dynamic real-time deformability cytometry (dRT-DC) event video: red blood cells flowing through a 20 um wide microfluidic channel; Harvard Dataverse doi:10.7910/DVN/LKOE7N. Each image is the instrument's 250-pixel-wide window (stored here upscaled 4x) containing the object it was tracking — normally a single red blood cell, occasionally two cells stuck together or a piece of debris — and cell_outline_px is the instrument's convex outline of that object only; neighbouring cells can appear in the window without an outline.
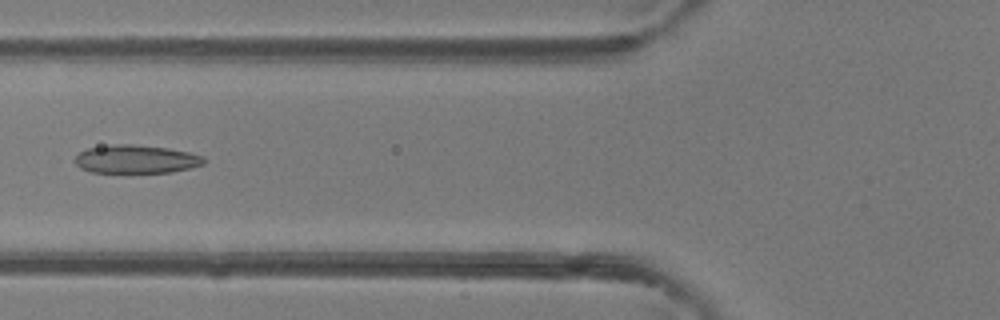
{"species": "common noctule bat (a hibernating species)", "species_latin": "Nyctalus noctula", "temperature_condition": "room temperature", "stored_images_in_passage": 28, "camera_frame_rate_fps": 3000, "um_per_image_px": 0.085, "animal": {"sex": "female"}, "frame": {"image": 1, "passage_image": 4, "time_ms": 1.0, "image_size_px": [1000, 320], "cell_outline_px": [[204, 164], [172, 172], [92, 172], [80, 168], [72, 160], [80, 152], [88, 148], [112, 144], [132, 144], [168, 148], [188, 152], [204, 156]], "centroid_in_image_um": [11.53, 13.52], "position_along_channel_um": 114.3, "area_um2": 21.21}}
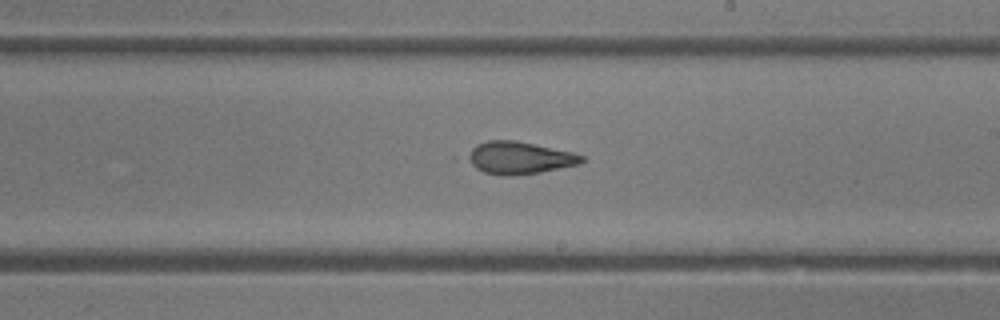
{"frame": {"image": 2, "passage_image": 13, "time_ms": 4.0, "image_size_px": [1000, 320], "cell_outline_px": [[584, 160], [580, 164], [540, 172], [508, 176], [504, 176], [484, 172], [476, 168], [464, 156], [476, 144], [488, 140], [516, 140], [572, 152], [584, 156]], "centroid_in_image_um": [44.12, 13.41], "position_along_channel_um": 244.9, "area_um2": 21.5}}
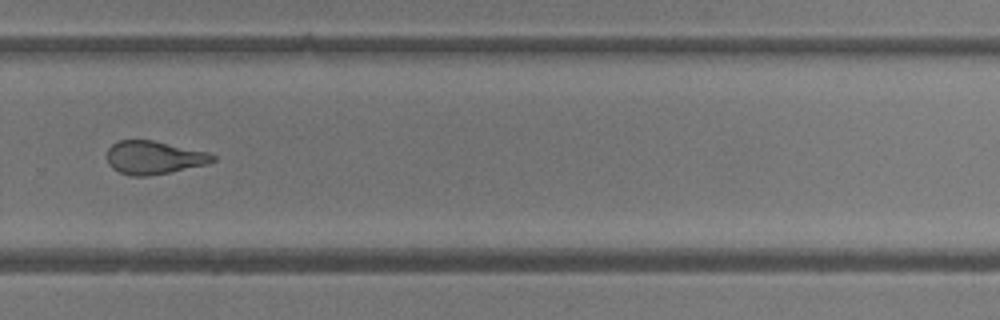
{"frame": {"image": 3, "passage_image": 18, "time_ms": 5.667, "image_size_px": [1000, 320], "cell_outline_px": [[216, 160], [208, 164], [148, 176], [132, 176], [120, 172], [112, 168], [108, 164], [108, 148], [112, 144], [120, 140], [152, 140], [208, 152], [216, 156]], "centroid_in_image_um": [13.09, 13.39], "position_along_channel_um": 316.7, "area_um2": 20.35}, "authors_computed_cell_mechanics": {"area_um2": 21.3571, "velocity_mm_per_s": 4.3485, "shape_relaxation_time_tau1_ms": null, "shape_relaxation_time_tau2_ms": 4.2868, "deformation_change_tau1": null, "deformation_change_tau2": 0.1241}}